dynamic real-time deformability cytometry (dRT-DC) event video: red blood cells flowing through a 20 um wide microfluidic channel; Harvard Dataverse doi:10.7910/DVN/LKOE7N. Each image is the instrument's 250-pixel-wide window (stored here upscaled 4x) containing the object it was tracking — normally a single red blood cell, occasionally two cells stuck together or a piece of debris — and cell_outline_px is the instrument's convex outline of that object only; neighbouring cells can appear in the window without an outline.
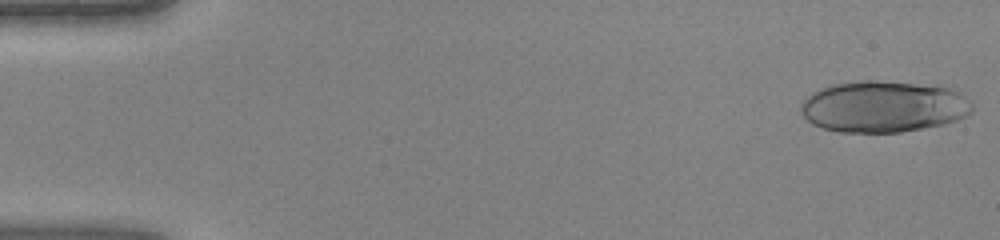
{"species": "human", "species_latin": "Homo sapiens", "temperature_condition": "warm", "stored_images_in_passage": 44, "segment_of_instrument_passage": [1, 2], "camera_frame_rate_fps": 3000, "um_per_image_px": 0.085, "donor": {"sex": "female"}, "frame": {"image": 1, "passage_image": 1, "time_ms": 0.0, "image_size_px": [1000, 240], "cell_outline_px": [[972, 112], [956, 120], [944, 124], [924, 128], [900, 132], [836, 132], [812, 124], [800, 112], [800, 104], [812, 92], [820, 88], [832, 84], [860, 80], [876, 80], [948, 88], [964, 96], [972, 104]], "centroid_in_image_um": [75.03, 9.07], "position_along_channel_um": 10.0, "area_um2": 51.1}}
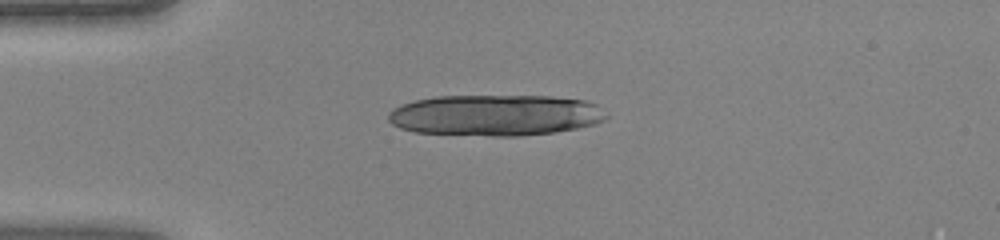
{"frame": {"image": 2, "passage_image": 11, "time_ms": 3.333, "image_size_px": [1000, 240], "cell_outline_px": [[608, 116], [604, 120], [596, 124], [556, 132], [516, 136], [492, 136], [416, 132], [400, 128], [392, 124], [388, 120], [388, 112], [392, 108], [400, 104], [416, 100], [436, 96], [552, 96], [584, 100], [596, 104]], "centroid_in_image_um": [42.09, 9.79], "position_along_channel_um": 42.9, "area_um2": 52.42}}